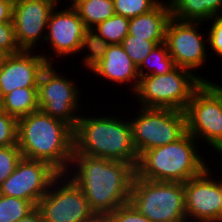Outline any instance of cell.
I'll return each mask as SVG.
<instances>
[{"label":"cell","instance_id":"6da1fadb","mask_svg":"<svg viewBox=\"0 0 222 222\" xmlns=\"http://www.w3.org/2000/svg\"><path fill=\"white\" fill-rule=\"evenodd\" d=\"M66 175L82 190L96 215H109L129 202L136 171L126 162L72 154Z\"/></svg>","mask_w":222,"mask_h":222},{"label":"cell","instance_id":"7a4b0ae2","mask_svg":"<svg viewBox=\"0 0 222 222\" xmlns=\"http://www.w3.org/2000/svg\"><path fill=\"white\" fill-rule=\"evenodd\" d=\"M17 145L23 158L46 162L66 174L74 151V130L38 110L18 119Z\"/></svg>","mask_w":222,"mask_h":222},{"label":"cell","instance_id":"3957f363","mask_svg":"<svg viewBox=\"0 0 222 222\" xmlns=\"http://www.w3.org/2000/svg\"><path fill=\"white\" fill-rule=\"evenodd\" d=\"M85 114H80L74 129L73 154L122 161L136 168L139 156L135 150L129 117L125 120L115 114Z\"/></svg>","mask_w":222,"mask_h":222},{"label":"cell","instance_id":"277c9868","mask_svg":"<svg viewBox=\"0 0 222 222\" xmlns=\"http://www.w3.org/2000/svg\"><path fill=\"white\" fill-rule=\"evenodd\" d=\"M199 142L186 132L165 146L143 152L136 165L141 179L184 183L200 175L209 165L200 151Z\"/></svg>","mask_w":222,"mask_h":222},{"label":"cell","instance_id":"5b68a950","mask_svg":"<svg viewBox=\"0 0 222 222\" xmlns=\"http://www.w3.org/2000/svg\"><path fill=\"white\" fill-rule=\"evenodd\" d=\"M203 83L195 73L176 66L165 75L141 77L131 96L136 97L140 107L185 111L194 92Z\"/></svg>","mask_w":222,"mask_h":222},{"label":"cell","instance_id":"8992f818","mask_svg":"<svg viewBox=\"0 0 222 222\" xmlns=\"http://www.w3.org/2000/svg\"><path fill=\"white\" fill-rule=\"evenodd\" d=\"M129 202L152 222H187L183 183L135 175Z\"/></svg>","mask_w":222,"mask_h":222},{"label":"cell","instance_id":"52a82bcc","mask_svg":"<svg viewBox=\"0 0 222 222\" xmlns=\"http://www.w3.org/2000/svg\"><path fill=\"white\" fill-rule=\"evenodd\" d=\"M134 119L130 118L135 150L143 152L165 146L180 139L187 132L185 111L168 108L138 107Z\"/></svg>","mask_w":222,"mask_h":222},{"label":"cell","instance_id":"ba28073f","mask_svg":"<svg viewBox=\"0 0 222 222\" xmlns=\"http://www.w3.org/2000/svg\"><path fill=\"white\" fill-rule=\"evenodd\" d=\"M57 71L54 64H47L40 74L37 86L39 110L74 130L79 114L83 113L80 111L82 102L79 103L82 90L70 76L65 77Z\"/></svg>","mask_w":222,"mask_h":222},{"label":"cell","instance_id":"9c48e42d","mask_svg":"<svg viewBox=\"0 0 222 222\" xmlns=\"http://www.w3.org/2000/svg\"><path fill=\"white\" fill-rule=\"evenodd\" d=\"M185 114L187 132L213 148L222 138V84L204 82L188 102Z\"/></svg>","mask_w":222,"mask_h":222},{"label":"cell","instance_id":"30bf717a","mask_svg":"<svg viewBox=\"0 0 222 222\" xmlns=\"http://www.w3.org/2000/svg\"><path fill=\"white\" fill-rule=\"evenodd\" d=\"M203 24L204 22L180 21L171 18L166 27L165 43L176 66L195 72V75L203 82H212L196 72L210 59L207 55L208 38L205 37L207 31L206 34H201L200 30L203 28L206 30ZM202 25L203 27L200 28Z\"/></svg>","mask_w":222,"mask_h":222},{"label":"cell","instance_id":"8fae6325","mask_svg":"<svg viewBox=\"0 0 222 222\" xmlns=\"http://www.w3.org/2000/svg\"><path fill=\"white\" fill-rule=\"evenodd\" d=\"M45 222H87L96 214L82 190L66 174H60L36 206Z\"/></svg>","mask_w":222,"mask_h":222},{"label":"cell","instance_id":"7c38bea8","mask_svg":"<svg viewBox=\"0 0 222 222\" xmlns=\"http://www.w3.org/2000/svg\"><path fill=\"white\" fill-rule=\"evenodd\" d=\"M210 167L183 183L187 222H222L221 173L213 174Z\"/></svg>","mask_w":222,"mask_h":222},{"label":"cell","instance_id":"4fadbf2b","mask_svg":"<svg viewBox=\"0 0 222 222\" xmlns=\"http://www.w3.org/2000/svg\"><path fill=\"white\" fill-rule=\"evenodd\" d=\"M59 175L46 162L22 158L14 172L0 185V194L28 200L37 206Z\"/></svg>","mask_w":222,"mask_h":222},{"label":"cell","instance_id":"5bb4252c","mask_svg":"<svg viewBox=\"0 0 222 222\" xmlns=\"http://www.w3.org/2000/svg\"><path fill=\"white\" fill-rule=\"evenodd\" d=\"M63 0H14L12 21L15 38L21 50L36 51L44 44L48 19Z\"/></svg>","mask_w":222,"mask_h":222},{"label":"cell","instance_id":"9a60e30c","mask_svg":"<svg viewBox=\"0 0 222 222\" xmlns=\"http://www.w3.org/2000/svg\"><path fill=\"white\" fill-rule=\"evenodd\" d=\"M36 51L22 50L12 54L0 68V96L1 98L15 89L37 88L42 70L47 64H55V57ZM36 53V54H35ZM52 58V59H51Z\"/></svg>","mask_w":222,"mask_h":222},{"label":"cell","instance_id":"2e32d148","mask_svg":"<svg viewBox=\"0 0 222 222\" xmlns=\"http://www.w3.org/2000/svg\"><path fill=\"white\" fill-rule=\"evenodd\" d=\"M58 6L51 12L47 24L45 43L49 46L55 57L70 58L71 55L80 53L83 35L87 29L84 22L79 17L78 12L72 7L59 8Z\"/></svg>","mask_w":222,"mask_h":222},{"label":"cell","instance_id":"e0dca14e","mask_svg":"<svg viewBox=\"0 0 222 222\" xmlns=\"http://www.w3.org/2000/svg\"><path fill=\"white\" fill-rule=\"evenodd\" d=\"M90 72L110 83L128 85L133 94L139 83L138 67L128 57L121 44L108 45L104 58Z\"/></svg>","mask_w":222,"mask_h":222},{"label":"cell","instance_id":"ac0fdd59","mask_svg":"<svg viewBox=\"0 0 222 222\" xmlns=\"http://www.w3.org/2000/svg\"><path fill=\"white\" fill-rule=\"evenodd\" d=\"M171 18L168 1L162 0L152 11L129 18L128 34L147 41H165Z\"/></svg>","mask_w":222,"mask_h":222},{"label":"cell","instance_id":"d6986e66","mask_svg":"<svg viewBox=\"0 0 222 222\" xmlns=\"http://www.w3.org/2000/svg\"><path fill=\"white\" fill-rule=\"evenodd\" d=\"M172 18L180 21L207 22L222 15V0H167Z\"/></svg>","mask_w":222,"mask_h":222},{"label":"cell","instance_id":"ffe728a7","mask_svg":"<svg viewBox=\"0 0 222 222\" xmlns=\"http://www.w3.org/2000/svg\"><path fill=\"white\" fill-rule=\"evenodd\" d=\"M2 111L17 119L39 110L37 88H20L4 95Z\"/></svg>","mask_w":222,"mask_h":222},{"label":"cell","instance_id":"44dd1931","mask_svg":"<svg viewBox=\"0 0 222 222\" xmlns=\"http://www.w3.org/2000/svg\"><path fill=\"white\" fill-rule=\"evenodd\" d=\"M74 9L87 29H92L115 15L113 0H84L78 3Z\"/></svg>","mask_w":222,"mask_h":222},{"label":"cell","instance_id":"7402d4cb","mask_svg":"<svg viewBox=\"0 0 222 222\" xmlns=\"http://www.w3.org/2000/svg\"><path fill=\"white\" fill-rule=\"evenodd\" d=\"M176 67L165 42L157 44L138 66L139 78L148 75H165Z\"/></svg>","mask_w":222,"mask_h":222},{"label":"cell","instance_id":"603a6c76","mask_svg":"<svg viewBox=\"0 0 222 222\" xmlns=\"http://www.w3.org/2000/svg\"><path fill=\"white\" fill-rule=\"evenodd\" d=\"M108 45L109 44L98 35L94 28L85 30L80 50V54H82L81 51L83 53L84 51L88 52L86 53L87 55L84 54L81 59L86 68L85 70L90 71L104 58Z\"/></svg>","mask_w":222,"mask_h":222},{"label":"cell","instance_id":"cb8c5ba5","mask_svg":"<svg viewBox=\"0 0 222 222\" xmlns=\"http://www.w3.org/2000/svg\"><path fill=\"white\" fill-rule=\"evenodd\" d=\"M129 18L115 14L114 16L99 23L94 30L109 45L121 44L124 37L128 35Z\"/></svg>","mask_w":222,"mask_h":222},{"label":"cell","instance_id":"d4e9b609","mask_svg":"<svg viewBox=\"0 0 222 222\" xmlns=\"http://www.w3.org/2000/svg\"><path fill=\"white\" fill-rule=\"evenodd\" d=\"M35 207L31 201L0 194V222H18Z\"/></svg>","mask_w":222,"mask_h":222},{"label":"cell","instance_id":"484cf974","mask_svg":"<svg viewBox=\"0 0 222 222\" xmlns=\"http://www.w3.org/2000/svg\"><path fill=\"white\" fill-rule=\"evenodd\" d=\"M162 42L165 41H147L146 38H136L128 34L124 37L121 45L128 57L138 67L152 49Z\"/></svg>","mask_w":222,"mask_h":222},{"label":"cell","instance_id":"4316f807","mask_svg":"<svg viewBox=\"0 0 222 222\" xmlns=\"http://www.w3.org/2000/svg\"><path fill=\"white\" fill-rule=\"evenodd\" d=\"M115 14L126 18L152 11L161 0H113Z\"/></svg>","mask_w":222,"mask_h":222},{"label":"cell","instance_id":"83f0119b","mask_svg":"<svg viewBox=\"0 0 222 222\" xmlns=\"http://www.w3.org/2000/svg\"><path fill=\"white\" fill-rule=\"evenodd\" d=\"M22 158L18 145L0 147V185L14 172Z\"/></svg>","mask_w":222,"mask_h":222},{"label":"cell","instance_id":"f1b7e54d","mask_svg":"<svg viewBox=\"0 0 222 222\" xmlns=\"http://www.w3.org/2000/svg\"><path fill=\"white\" fill-rule=\"evenodd\" d=\"M18 119L0 112V147L17 145Z\"/></svg>","mask_w":222,"mask_h":222},{"label":"cell","instance_id":"f546056e","mask_svg":"<svg viewBox=\"0 0 222 222\" xmlns=\"http://www.w3.org/2000/svg\"><path fill=\"white\" fill-rule=\"evenodd\" d=\"M212 20V21H211ZM209 21V22H208ZM205 25L209 24L212 25L208 26L209 29H207V38H208V48L211 50L210 53L212 52L215 54V57H220V60L222 59V15L215 16L214 18L208 20ZM209 30V31H208Z\"/></svg>","mask_w":222,"mask_h":222},{"label":"cell","instance_id":"4dcf8cb0","mask_svg":"<svg viewBox=\"0 0 222 222\" xmlns=\"http://www.w3.org/2000/svg\"><path fill=\"white\" fill-rule=\"evenodd\" d=\"M109 216L113 222H152L141 214L130 202L121 205Z\"/></svg>","mask_w":222,"mask_h":222},{"label":"cell","instance_id":"1f68e13d","mask_svg":"<svg viewBox=\"0 0 222 222\" xmlns=\"http://www.w3.org/2000/svg\"><path fill=\"white\" fill-rule=\"evenodd\" d=\"M0 49L8 51L11 55L22 51L17 45L13 21L0 23Z\"/></svg>","mask_w":222,"mask_h":222},{"label":"cell","instance_id":"d6a6232c","mask_svg":"<svg viewBox=\"0 0 222 222\" xmlns=\"http://www.w3.org/2000/svg\"><path fill=\"white\" fill-rule=\"evenodd\" d=\"M14 0H0V23L12 22Z\"/></svg>","mask_w":222,"mask_h":222},{"label":"cell","instance_id":"836d02e7","mask_svg":"<svg viewBox=\"0 0 222 222\" xmlns=\"http://www.w3.org/2000/svg\"><path fill=\"white\" fill-rule=\"evenodd\" d=\"M18 222H45L39 209L35 207L25 217L18 220Z\"/></svg>","mask_w":222,"mask_h":222},{"label":"cell","instance_id":"e575fe53","mask_svg":"<svg viewBox=\"0 0 222 222\" xmlns=\"http://www.w3.org/2000/svg\"><path fill=\"white\" fill-rule=\"evenodd\" d=\"M87 222H113L109 215H95L91 220Z\"/></svg>","mask_w":222,"mask_h":222},{"label":"cell","instance_id":"d590c367","mask_svg":"<svg viewBox=\"0 0 222 222\" xmlns=\"http://www.w3.org/2000/svg\"><path fill=\"white\" fill-rule=\"evenodd\" d=\"M10 56L11 54L8 51L0 49V68L4 65Z\"/></svg>","mask_w":222,"mask_h":222},{"label":"cell","instance_id":"8d00e7d4","mask_svg":"<svg viewBox=\"0 0 222 222\" xmlns=\"http://www.w3.org/2000/svg\"><path fill=\"white\" fill-rule=\"evenodd\" d=\"M215 150V154H219V158L222 161V138L220 139V141L212 148Z\"/></svg>","mask_w":222,"mask_h":222},{"label":"cell","instance_id":"74e56055","mask_svg":"<svg viewBox=\"0 0 222 222\" xmlns=\"http://www.w3.org/2000/svg\"><path fill=\"white\" fill-rule=\"evenodd\" d=\"M65 1H67V0H65ZM82 1H84V0H69V1H67V4H69L68 2H71V3L67 7L74 8L78 3L82 2Z\"/></svg>","mask_w":222,"mask_h":222},{"label":"cell","instance_id":"f35d334b","mask_svg":"<svg viewBox=\"0 0 222 222\" xmlns=\"http://www.w3.org/2000/svg\"><path fill=\"white\" fill-rule=\"evenodd\" d=\"M2 111V100H1V96H0V112Z\"/></svg>","mask_w":222,"mask_h":222}]
</instances>
